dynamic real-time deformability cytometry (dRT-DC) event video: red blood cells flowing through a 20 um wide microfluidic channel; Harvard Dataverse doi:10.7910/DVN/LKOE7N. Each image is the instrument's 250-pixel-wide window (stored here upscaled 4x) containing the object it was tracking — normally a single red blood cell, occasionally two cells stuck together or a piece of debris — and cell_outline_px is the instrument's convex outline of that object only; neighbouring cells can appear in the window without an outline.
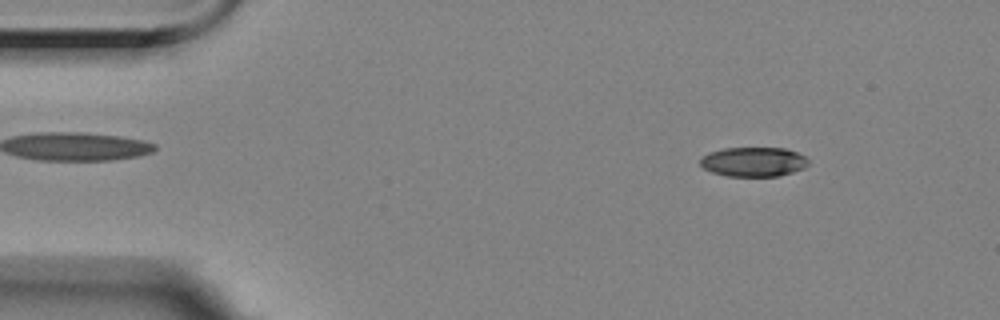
{"species": "Egyptian fruit bat (a non-hibernating species)", "species_latin": "Rousettus aegyptiacus", "temperature_condition": "room temperature", "stored_images_in_passage": 52, "camera_frame_rate_fps": 3000, "um_per_image_px": 0.085, "animal": {"sex": "female"}, "frame": {"image": 1, "passage_image": 4, "time_ms": 1.0, "image_size_px": [1000, 320], "cell_outline_px": [[808, 164], [804, 168], [780, 176], [728, 176], [712, 172], [704, 168], [700, 164], [700, 156], [708, 152], [724, 148], [784, 148], [796, 152], [804, 156], [808, 160]], "centroid_in_image_um": [64.02, 13.75], "position_along_channel_um": 21.0, "area_um2": 18.61}}
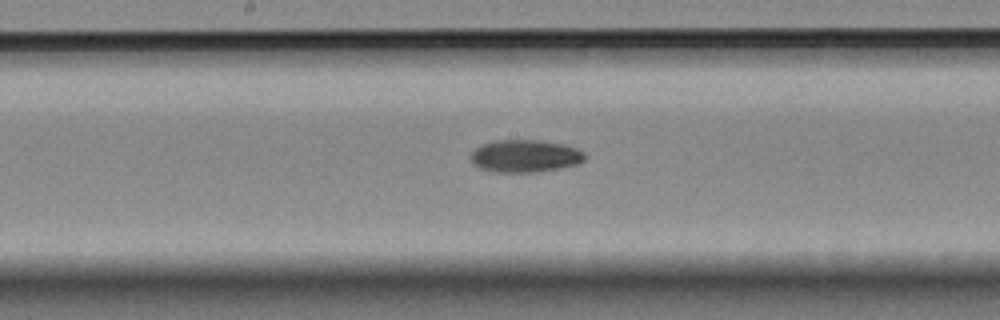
{"frame": {"image": 2, "passage_image": 26, "time_ms": 8.333, "image_size_px": [1000, 320], "cell_outline_px": [[588, 156], [584, 160], [576, 164], [560, 168], [536, 172], [496, 172], [480, 168], [472, 164], [472, 152], [480, 144], [496, 140], [540, 140], [564, 144], [576, 148], [584, 152]], "centroid_in_image_um": [44.64, 13.25], "position_along_channel_um": 203.6, "area_um2": 21.68}}
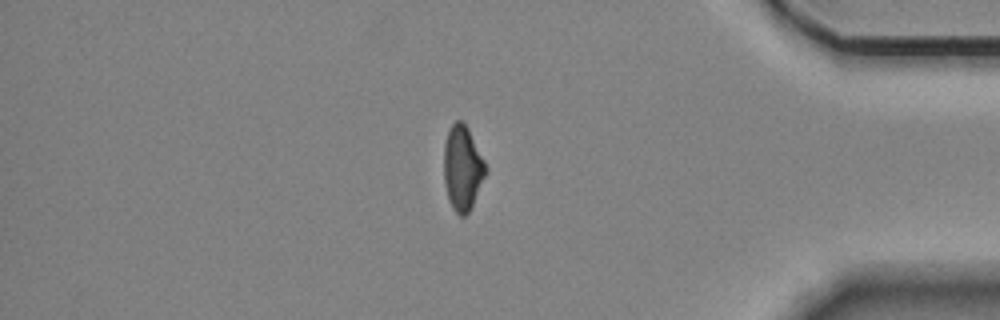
{"frame": {"image": 3, "passage_image": 45, "time_ms": 14.667, "image_size_px": [1000, 320], "cell_outline_px": [[488, 172], [468, 212], [464, 216], [460, 216], [452, 208], [448, 200], [444, 184], [444, 144], [448, 132], [452, 124], [456, 120], [460, 120], [468, 128], [488, 168]], "centroid_in_image_um": [39.31, 14.3], "position_along_channel_um": 395.9, "area_um2": 20.63}}